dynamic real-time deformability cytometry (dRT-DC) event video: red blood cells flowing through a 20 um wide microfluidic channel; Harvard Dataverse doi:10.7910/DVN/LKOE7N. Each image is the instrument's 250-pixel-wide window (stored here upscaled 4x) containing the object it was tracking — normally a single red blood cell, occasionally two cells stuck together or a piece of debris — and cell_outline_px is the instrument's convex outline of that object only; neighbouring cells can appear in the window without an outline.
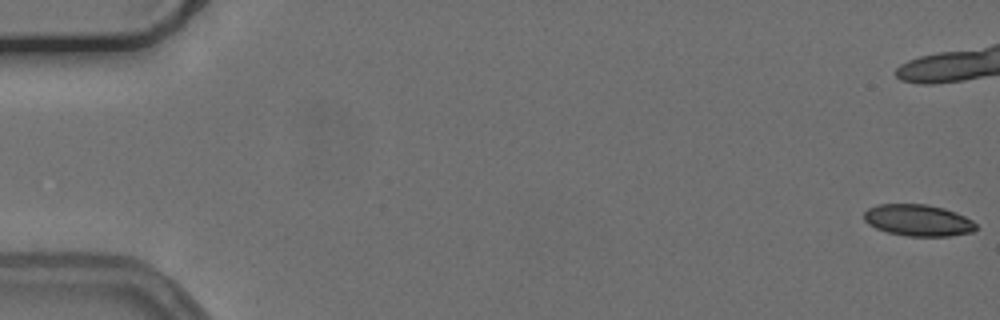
{"species": "common noctule bat (a hibernating species)", "species_latin": "Nyctalus noctula", "temperature_condition": "cold", "stored_images_in_passage": 16, "camera_frame_rate_fps": 3000, "um_per_image_px": 0.085, "animal": {"sex": "female", "body_mass_g": 24.6, "forearm_length_mm": 56.2}, "frame": {"image": 1, "passage_image": 1, "time_ms": 0.0, "image_size_px": [1000, 320], "cell_outline_px": [[976, 228], [972, 232], [948, 236], [908, 236], [888, 232], [876, 228], [868, 224], [864, 220], [864, 212], [868, 208], [880, 204], [928, 204], [944, 208], [956, 212], [972, 220], [976, 224]], "centroid_in_image_um": [78.03, 18.72], "position_along_channel_um": 7.0, "area_um2": 20.58}}